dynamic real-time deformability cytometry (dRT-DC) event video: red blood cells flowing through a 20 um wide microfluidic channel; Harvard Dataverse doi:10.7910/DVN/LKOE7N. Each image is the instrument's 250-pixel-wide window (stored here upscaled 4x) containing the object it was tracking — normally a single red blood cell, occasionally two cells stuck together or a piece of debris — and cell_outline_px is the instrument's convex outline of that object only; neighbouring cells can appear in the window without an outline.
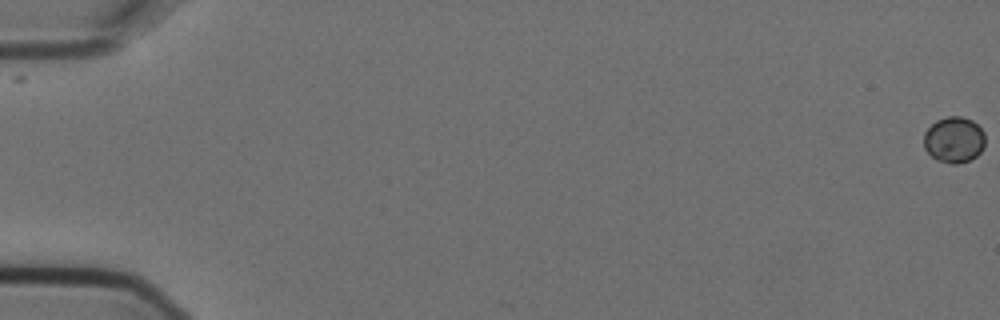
{"species": "Egyptian fruit bat (a non-hibernating species)", "species_latin": "Rousettus aegyptiacus", "temperature_condition": "cold", "stored_images_in_passage": 6, "camera_frame_rate_fps": 3000, "um_per_image_px": 0.085, "animal": {"sex": "female"}, "frame": {"image": 1, "passage_image": 1, "time_ms": 0.0, "image_size_px": [1000, 320], "cell_outline_px": [[984, 148], [976, 156], [968, 160], [956, 164], [952, 164], [936, 160], [924, 148], [924, 132], [936, 120], [948, 116], [960, 116], [972, 120], [984, 132]], "centroid_in_image_um": [81.08, 11.87], "position_along_channel_um": 3.9, "area_um2": 16.42}}
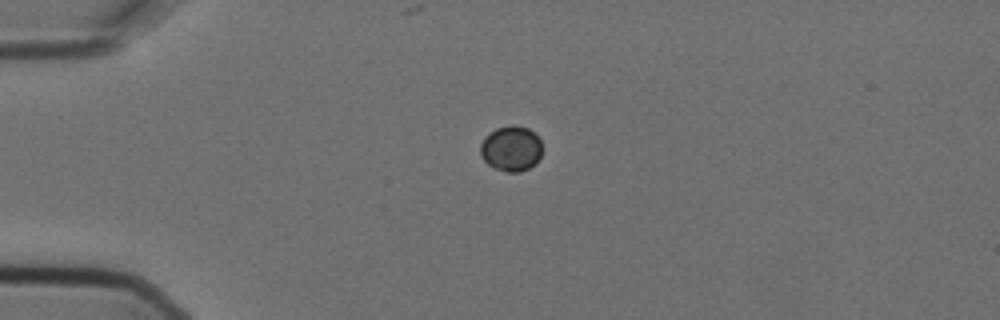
{"frame": {"image": 2, "passage_image": 4, "time_ms": 1.0, "image_size_px": [1000, 320], "cell_outline_px": [[540, 156], [528, 168], [520, 172], [508, 172], [496, 168], [488, 164], [484, 160], [480, 152], [480, 144], [484, 136], [488, 132], [496, 128], [512, 124], [528, 128], [540, 140]], "centroid_in_image_um": [43.39, 12.6], "position_along_channel_um": 41.6, "area_um2": 16.13}}
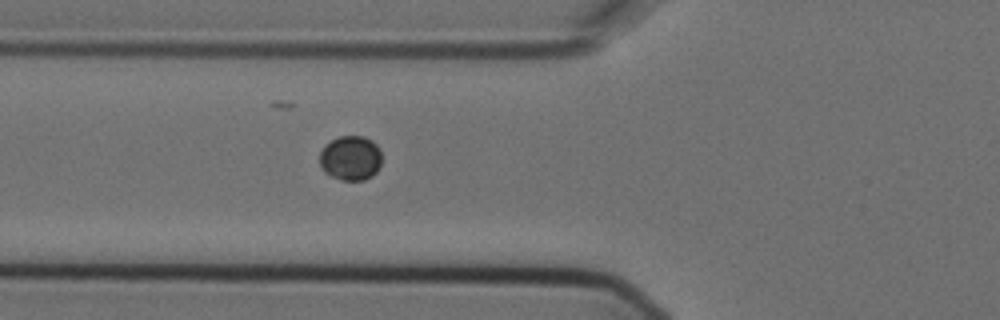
{"frame": {"image": 3, "passage_image": 6, "time_ms": 1.667, "image_size_px": [1000, 320], "cell_outline_px": [[380, 168], [372, 176], [364, 180], [340, 180], [324, 172], [320, 168], [320, 152], [324, 144], [340, 136], [364, 136], [372, 140], [380, 148]], "centroid_in_image_um": [29.79, 13.43], "position_along_channel_um": 96.0, "area_um2": 16.36}}